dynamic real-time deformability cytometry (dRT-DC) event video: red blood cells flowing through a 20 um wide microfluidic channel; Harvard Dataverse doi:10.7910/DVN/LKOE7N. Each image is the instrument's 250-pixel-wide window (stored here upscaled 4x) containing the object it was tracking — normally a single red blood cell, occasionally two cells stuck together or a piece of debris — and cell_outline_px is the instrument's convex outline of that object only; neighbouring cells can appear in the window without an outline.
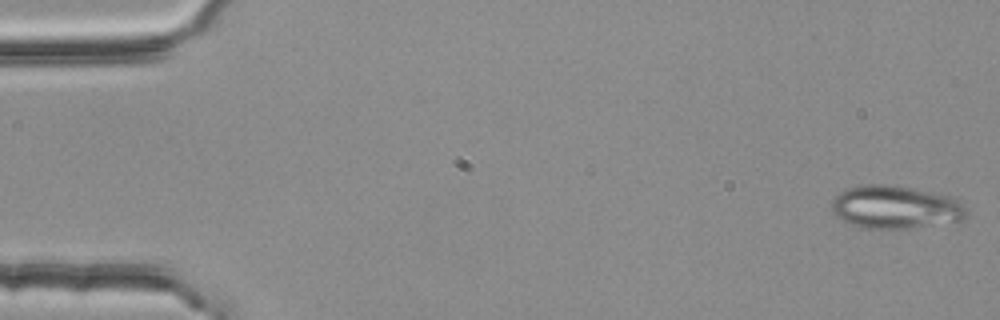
{"species": "common noctule bat (a hibernating species)", "species_latin": "Nyctalus noctula", "temperature_condition": "room temperature", "stored_images_in_passage": 53, "camera_frame_rate_fps": 3000, "um_per_image_px": 0.085, "animal": {"sex": "female", "body_mass_g": 25.1}, "frame": {"image": 1, "passage_image": 1, "time_ms": 0.0, "image_size_px": [1000, 320], "cell_outline_px": [[968, 212], [964, 220], [908, 228], [860, 228], [848, 224], [836, 216], [832, 212], [832, 200], [844, 188], [864, 184], [892, 184], [912, 188], [948, 196], [956, 200]], "centroid_in_image_um": [76.04, 17.6], "position_along_channel_um": 9.0, "area_um2": 33.76}}
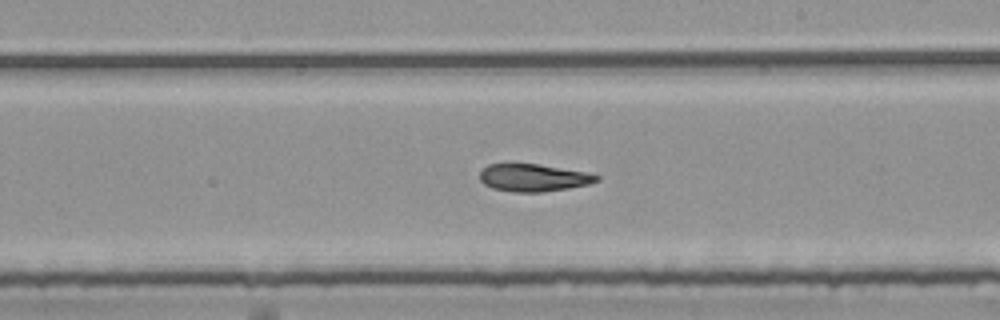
{"frame": {"image": 2, "passage_image": 31, "time_ms": 10.0, "image_size_px": [1000, 320], "cell_outline_px": [[600, 180], [588, 184], [568, 188], [540, 192], [512, 192], [492, 188], [484, 184], [480, 180], [480, 172], [488, 164], [540, 164], [584, 172], [600, 176]], "centroid_in_image_um": [45.32, 15.11], "position_along_channel_um": 243.7, "area_um2": 18.55}}
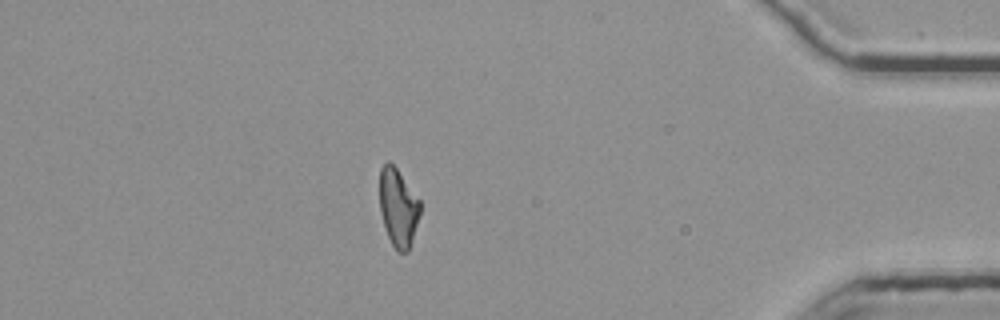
{"frame": {"image": 3, "passage_image": 47, "time_ms": 15.333, "image_size_px": [1000, 320], "cell_outline_px": [[420, 212], [408, 252], [396, 252], [388, 236], [380, 212], [380, 168], [388, 160], [396, 168], [420, 200]], "centroid_in_image_um": [33.83, 17.64], "position_along_channel_um": 401.4, "area_um2": 18.15}, "authors_computed_cell_mechanics": {"area_um2": 19.5942, "velocity_mm_per_s": 3.7893, "shape_relaxation_time_tau1_ms": 11.0166, "shape_relaxation_time_tau2_ms": 2.1591, "deformation_change_tau1": 0.2424, "deformation_change_tau2": 0.0912}}